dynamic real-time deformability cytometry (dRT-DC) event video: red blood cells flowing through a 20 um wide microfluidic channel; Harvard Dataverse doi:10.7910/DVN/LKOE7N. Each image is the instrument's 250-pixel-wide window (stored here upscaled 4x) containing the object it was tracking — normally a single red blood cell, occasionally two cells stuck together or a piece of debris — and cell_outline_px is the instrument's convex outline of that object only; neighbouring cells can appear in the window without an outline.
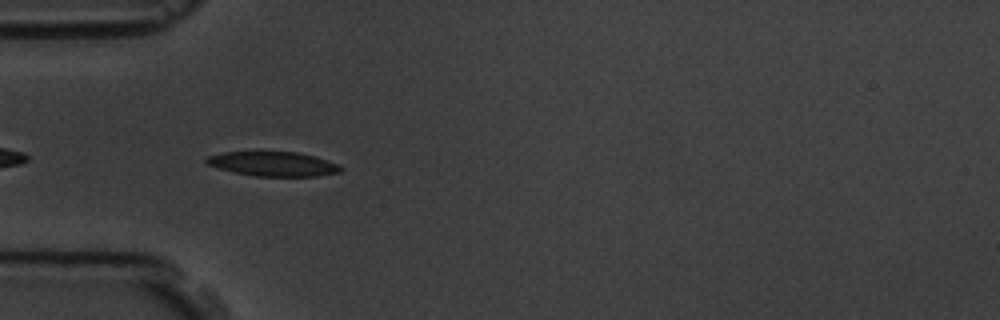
{"species": "common noctule bat (a hibernating species)", "species_latin": "Nyctalus noctula", "temperature_condition": "room temperature", "stored_images_in_passage": 6, "camera_frame_rate_fps": 3000, "um_per_image_px": 0.085, "animal": {"sex": "male", "body_mass_g": 19.5, "forearm_length_mm": 54.6}, "frame": {"image": 1, "passage_image": 5, "time_ms": 4.667, "image_size_px": [1000, 320], "cell_outline_px": [[344, 168], [340, 172], [320, 176], [256, 176], [236, 172], [204, 164], [204, 160], [208, 156], [224, 152], [296, 152], [312, 156], [340, 164]], "centroid_in_image_um": [23.24, 13.94], "position_along_channel_um": 61.8, "area_um2": 19.02}}
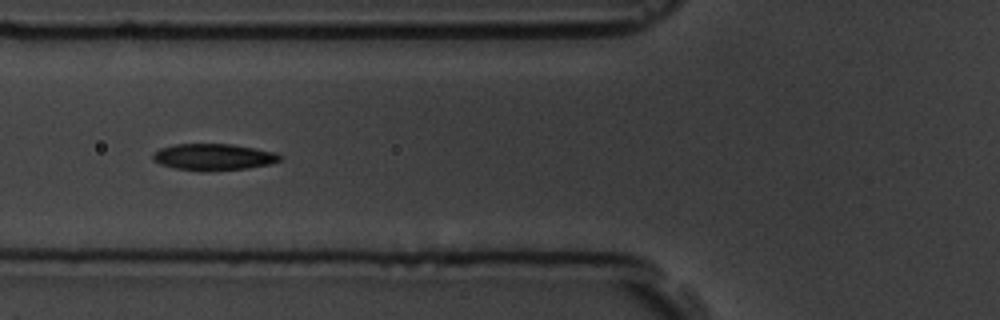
{"frame": {"image": 2, "passage_image": 6, "time_ms": 6.0, "image_size_px": [1000, 320], "cell_outline_px": [[284, 156], [280, 160], [272, 164], [248, 168], [176, 168], [160, 164], [152, 160], [152, 156], [160, 148], [176, 144], [232, 144], [276, 152]], "centroid_in_image_um": [18.21, 13.29], "position_along_channel_um": 107.6, "area_um2": 18.79}}